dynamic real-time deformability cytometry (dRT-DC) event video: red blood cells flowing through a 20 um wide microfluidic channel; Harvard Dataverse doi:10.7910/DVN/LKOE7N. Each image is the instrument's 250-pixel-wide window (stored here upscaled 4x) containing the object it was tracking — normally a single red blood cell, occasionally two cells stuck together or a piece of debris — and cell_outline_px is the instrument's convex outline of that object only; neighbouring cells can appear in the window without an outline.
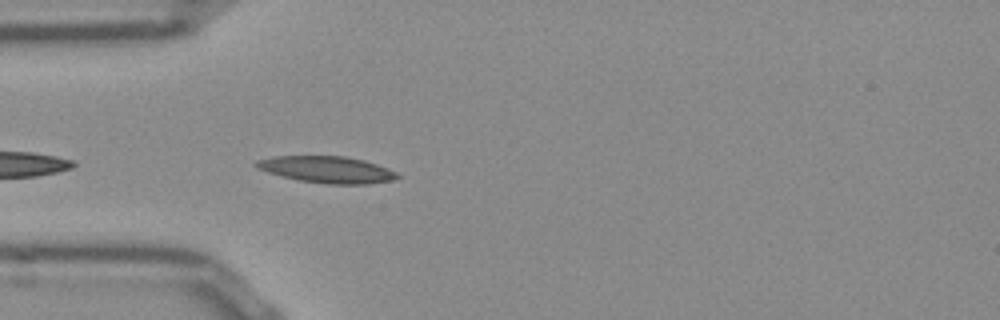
{"species": "Egyptian fruit bat (a non-hibernating species)", "species_latin": "Rousettus aegyptiacus", "temperature_condition": "room temperature", "stored_images_in_passage": 13, "camera_frame_rate_fps": 3000, "um_per_image_px": 0.085, "frame": {"image": 1, "passage_image": 3, "time_ms": 0.667, "image_size_px": [1000, 320], "cell_outline_px": [[400, 176], [392, 180], [368, 184], [328, 184], [300, 180], [268, 172], [256, 168], [252, 164], [256, 160], [272, 156], [344, 156], [364, 160], [388, 168], [396, 172]], "centroid_in_image_um": [27.77, 14.4], "position_along_channel_um": 57.2, "area_um2": 21.85}}